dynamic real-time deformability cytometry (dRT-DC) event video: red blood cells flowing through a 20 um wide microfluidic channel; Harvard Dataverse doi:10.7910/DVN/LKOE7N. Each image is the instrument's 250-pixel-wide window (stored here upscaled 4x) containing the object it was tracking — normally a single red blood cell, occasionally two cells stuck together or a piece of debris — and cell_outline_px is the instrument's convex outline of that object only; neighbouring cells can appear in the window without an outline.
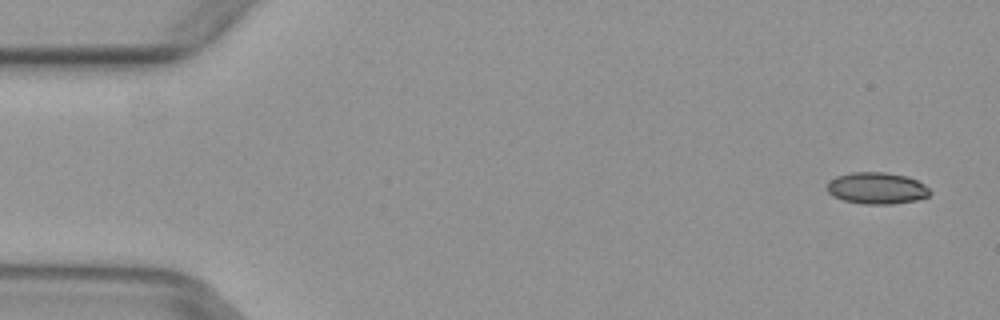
{"species": "common noctule bat (a hibernating species)", "species_latin": "Nyctalus noctula", "temperature_condition": "warm", "stored_images_in_passage": 6, "camera_frame_rate_fps": 3000, "um_per_image_px": 0.085, "animal": {"sex": "female", "body_mass_g": 29.2, "forearm_length_mm": 56.3}, "frame": {"image": 1, "passage_image": 1, "time_ms": 0.0, "image_size_px": [1000, 320], "cell_outline_px": [[932, 192], [928, 196], [916, 200], [892, 204], [864, 204], [844, 200], [832, 196], [828, 192], [828, 180], [836, 176], [852, 172], [884, 172], [908, 176], [924, 184]], "centroid_in_image_um": [74.52, 15.99], "position_along_channel_um": 10.5, "area_um2": 19.02}}
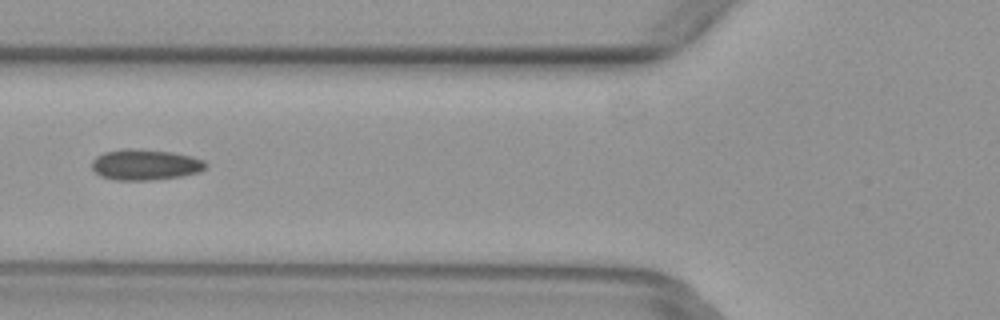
{"frame": {"image": 2, "passage_image": 6, "time_ms": 1.667, "image_size_px": [1000, 320], "cell_outline_px": [[208, 168], [200, 172], [184, 176], [152, 180], [116, 180], [100, 176], [92, 168], [92, 160], [96, 156], [104, 152], [124, 148], [132, 148], [172, 152], [192, 156], [204, 160], [208, 164]], "centroid_in_image_um": [12.38, 14.0], "position_along_channel_um": 113.4, "area_um2": 20.75}}